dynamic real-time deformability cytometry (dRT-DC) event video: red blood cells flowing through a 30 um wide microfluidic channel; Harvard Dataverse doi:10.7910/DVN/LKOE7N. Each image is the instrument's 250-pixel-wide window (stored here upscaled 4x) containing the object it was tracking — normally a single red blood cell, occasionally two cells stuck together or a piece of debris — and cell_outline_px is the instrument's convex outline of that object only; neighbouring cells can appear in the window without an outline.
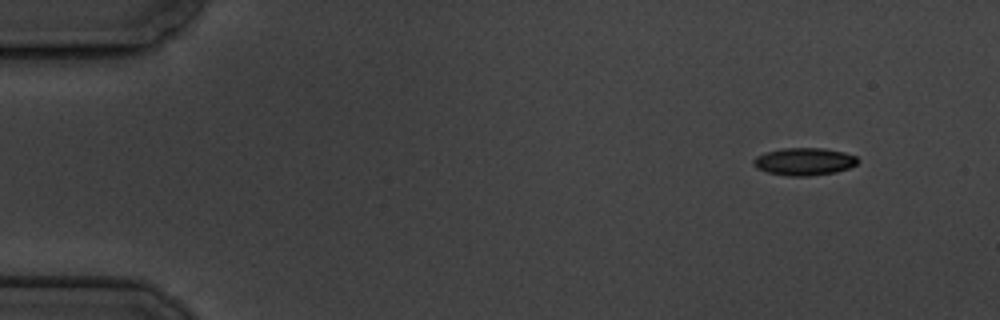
{"species": "common noctule bat (a hibernating species)", "species_latin": "Nyctalus noctula", "temperature_condition": "cold", "stored_images_in_passage": 8, "camera_frame_rate_fps": 3000, "um_per_image_px": 0.085, "animal": {"sex": "male", "body_mass_g": 19.5, "forearm_length_mm": 54.6}, "frame": {"image": 1, "passage_image": 1, "time_ms": 0.0, "image_size_px": [1000, 320], "cell_outline_px": [[860, 160], [856, 164], [848, 168], [836, 172], [808, 176], [788, 176], [768, 172], [756, 168], [752, 164], [752, 160], [756, 156], [764, 152], [784, 148], [824, 148], [844, 152], [856, 156]], "centroid_in_image_um": [68.34, 13.73], "position_along_channel_um": 16.7, "area_um2": 16.82}}
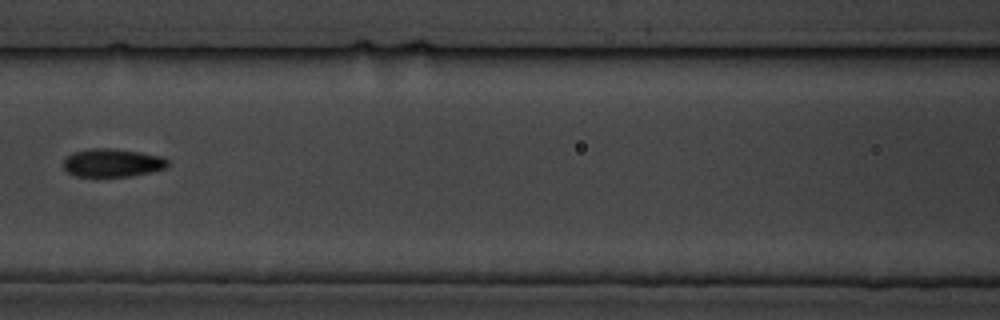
{"frame": {"image": 2, "passage_image": 7, "time_ms": 7.0, "image_size_px": [1000, 320], "cell_outline_px": [[168, 164], [164, 168], [148, 172], [128, 176], [76, 176], [68, 172], [64, 168], [64, 160], [72, 152], [92, 148], [112, 148], [140, 152], [160, 156], [168, 160]], "centroid_in_image_um": [9.52, 13.82], "position_along_channel_um": 157.1, "area_um2": 16.88}}
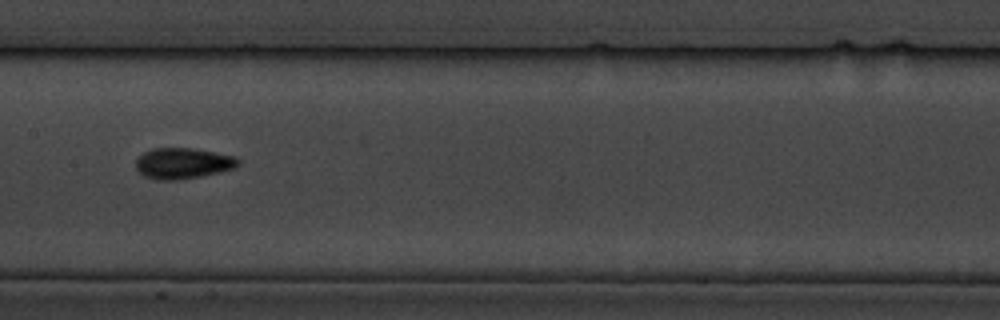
{"frame": {"image": 3, "passage_image": 8, "time_ms": 8.0, "image_size_px": [1000, 320], "cell_outline_px": [[240, 164], [236, 168], [220, 172], [180, 180], [156, 180], [144, 176], [136, 168], [136, 160], [144, 152], [152, 148], [192, 148], [216, 152], [236, 156], [240, 160]], "centroid_in_image_um": [15.58, 13.88], "position_along_channel_um": 191.8, "area_um2": 18.61}}